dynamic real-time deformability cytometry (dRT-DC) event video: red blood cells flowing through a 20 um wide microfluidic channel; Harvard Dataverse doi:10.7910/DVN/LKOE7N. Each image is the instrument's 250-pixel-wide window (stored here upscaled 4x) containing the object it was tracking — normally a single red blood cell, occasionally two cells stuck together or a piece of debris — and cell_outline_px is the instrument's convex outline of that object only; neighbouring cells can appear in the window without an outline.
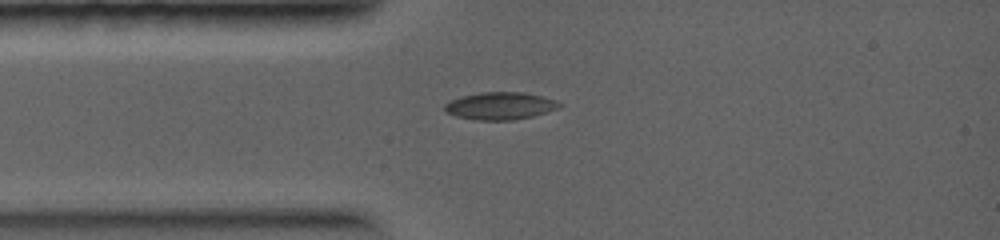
{"species": "common noctule bat (a hibernating species)", "species_latin": "Nyctalus noctula", "temperature_condition": "warm", "stored_images_in_passage": 3, "camera_frame_rate_fps": 5000, "um_per_image_px": 0.085, "animal": {"sex": "female", "body_mass_g": 19.0, "forearm_length_mm": 56.7}, "frame": {"image": 1, "passage_image": 1, "time_ms": 0.0, "image_size_px": [1000, 240], "cell_outline_px": [[564, 104], [560, 108], [532, 116], [512, 120], [476, 120], [456, 116], [444, 112], [444, 104], [460, 96], [480, 92], [524, 92], [556, 100]], "centroid_in_image_um": [42.51, 9.0], "position_along_channel_um": 42.5, "area_um2": 18.44}}